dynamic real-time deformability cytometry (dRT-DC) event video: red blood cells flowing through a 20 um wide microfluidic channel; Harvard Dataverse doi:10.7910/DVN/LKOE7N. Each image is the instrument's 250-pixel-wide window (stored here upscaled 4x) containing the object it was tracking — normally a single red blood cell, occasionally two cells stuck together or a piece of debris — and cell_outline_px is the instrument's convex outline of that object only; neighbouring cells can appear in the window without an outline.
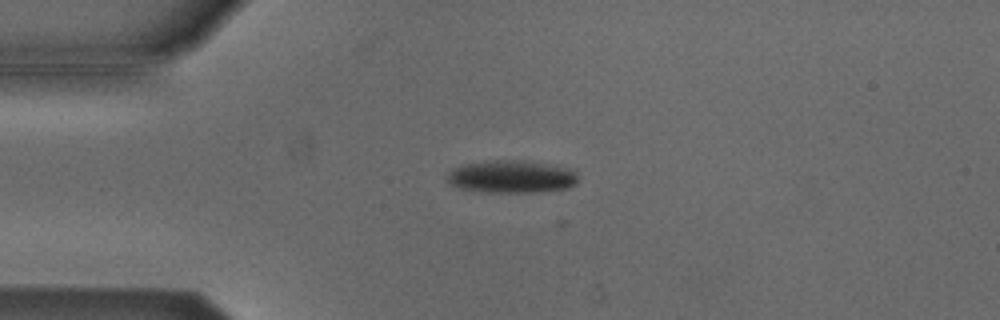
{"species": "Egyptian fruit bat (a non-hibernating species)", "species_latin": "Rousettus aegyptiacus", "temperature_condition": "cold", "stored_images_in_passage": 6, "segment_of_instrument_passage": [1, 2], "camera_frame_rate_fps": 3000, "um_per_image_px": 0.085, "animal": {"sex": "male"}, "frame": {"image": 1, "passage_image": 4, "time_ms": 1.0, "image_size_px": [1000, 320], "cell_outline_px": [[576, 184], [568, 188], [540, 192], [480, 192], [460, 188], [448, 184], [444, 180], [444, 176], [448, 172], [464, 164], [496, 160], [520, 160], [576, 168]], "centroid_in_image_um": [43.47, 15.02], "position_along_channel_um": 41.5, "area_um2": 25.26}}